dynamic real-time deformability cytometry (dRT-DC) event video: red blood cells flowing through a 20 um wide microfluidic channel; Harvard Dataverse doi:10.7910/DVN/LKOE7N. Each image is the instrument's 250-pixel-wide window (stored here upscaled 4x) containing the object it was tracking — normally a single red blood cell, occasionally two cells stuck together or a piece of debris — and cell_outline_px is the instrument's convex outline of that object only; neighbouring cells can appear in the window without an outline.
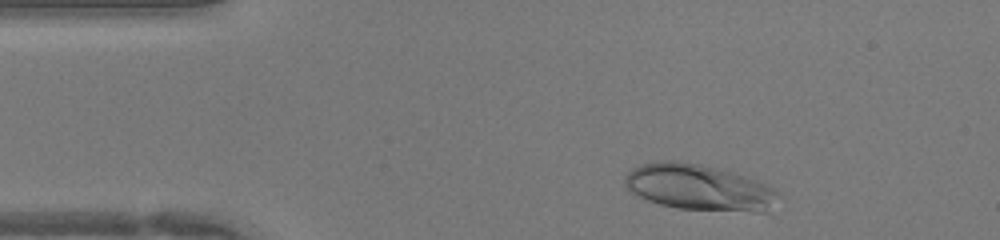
{"species": "human", "species_latin": "Homo sapiens", "temperature_condition": "warm", "stored_images_in_passage": 35, "camera_frame_rate_fps": 3000, "um_per_image_px": 0.085, "donor": {"sex": "female"}, "frame": {"image": 1, "passage_image": 3, "time_ms": 0.667, "image_size_px": [1000, 240], "cell_outline_px": [[776, 192], [764, 212], [756, 212], [676, 208], [660, 204], [648, 200], [632, 192], [624, 184], [624, 176], [632, 168], [644, 164], [664, 160], [680, 160], [700, 164], [716, 168], [744, 176], [764, 184], [772, 188]], "centroid_in_image_um": [59.29, 15.91], "position_along_channel_um": 25.7, "area_um2": 40.11}}
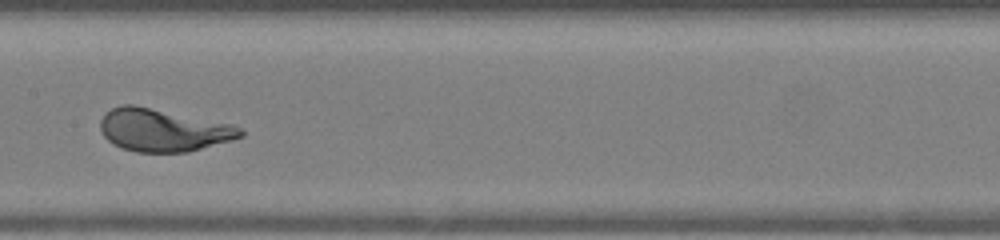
{"frame": {"image": 2, "passage_image": 18, "time_ms": 5.667, "image_size_px": [1000, 240], "cell_outline_px": [[244, 136], [232, 140], [188, 152], [136, 152], [112, 144], [104, 136], [100, 128], [100, 120], [104, 112], [112, 108], [124, 104], [132, 104], [232, 124], [244, 128]], "centroid_in_image_um": [13.87, 11.06], "position_along_channel_um": 193.5, "area_um2": 34.85}}
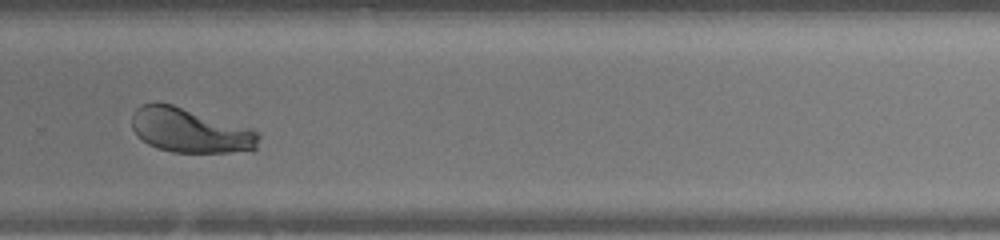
{"frame": {"image": 3, "passage_image": 26, "time_ms": 8.333, "image_size_px": [1000, 240], "cell_outline_px": [[260, 136], [256, 148], [252, 152], [172, 152], [148, 144], [132, 128], [132, 112], [140, 104], [156, 100], [172, 104], [252, 128], [260, 132]], "centroid_in_image_um": [16.19, 11.06], "position_along_channel_um": 313.6, "area_um2": 33.29}}